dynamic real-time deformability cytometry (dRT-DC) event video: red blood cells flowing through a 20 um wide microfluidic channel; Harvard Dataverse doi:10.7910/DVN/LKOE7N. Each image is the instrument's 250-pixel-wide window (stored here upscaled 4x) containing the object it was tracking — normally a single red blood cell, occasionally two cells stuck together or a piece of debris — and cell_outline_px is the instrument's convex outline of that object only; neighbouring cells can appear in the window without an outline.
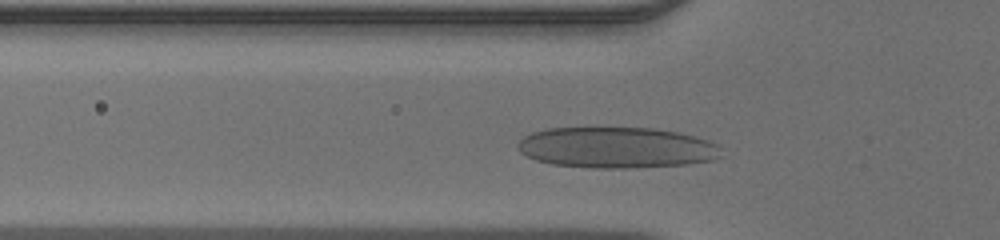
{"species": "human", "species_latin": "Homo sapiens", "temperature_condition": "warm", "stored_images_in_passage": 30, "camera_frame_rate_fps": 3000, "um_per_image_px": 0.085, "donor": {"sex": "male"}, "frame": {"image": 1, "passage_image": 6, "time_ms": 1.667, "image_size_px": [1000, 240], "cell_outline_px": [[724, 156], [712, 160], [688, 164], [628, 168], [592, 168], [552, 164], [536, 160], [520, 152], [520, 140], [524, 136], [532, 132], [548, 128], [652, 128], [676, 132], [696, 136], [708, 140], [716, 144]], "centroid_in_image_um": [52.44, 12.55], "position_along_channel_um": 73.4, "area_um2": 48.49}}
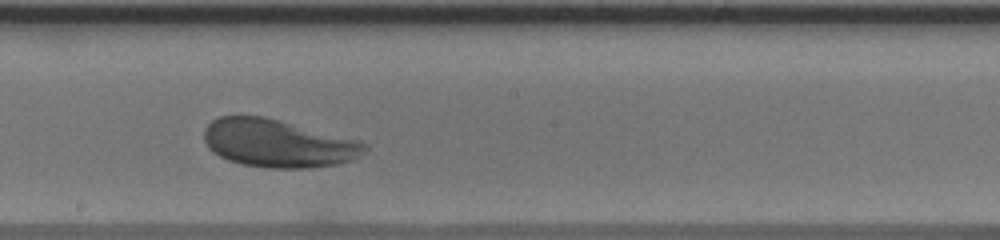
{"frame": {"image": 2, "passage_image": 17, "time_ms": 5.333, "image_size_px": [1000, 240], "cell_outline_px": [[368, 148], [360, 156], [352, 160], [336, 164], [308, 168], [268, 168], [240, 164], [228, 160], [212, 152], [208, 148], [204, 140], [204, 128], [212, 120], [220, 116], [264, 116], [360, 140], [368, 144]], "centroid_in_image_um": [23.63, 12.18], "position_along_channel_um": 224.6, "area_um2": 45.08}}
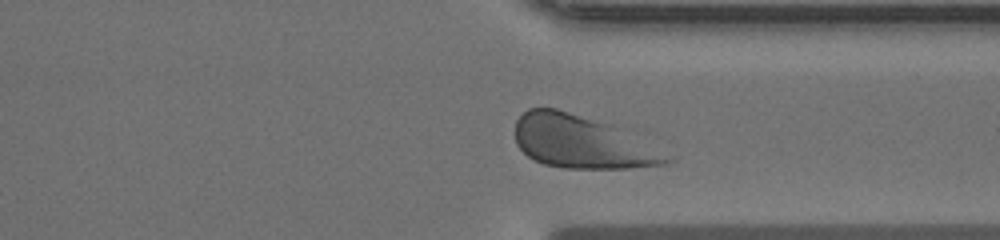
{"frame": {"image": 3, "passage_image": 27, "time_ms": 8.667, "image_size_px": [1000, 240], "cell_outline_px": [[680, 156], [676, 160], [668, 164], [628, 168], [564, 168], [544, 164], [528, 156], [516, 144], [516, 120], [528, 108], [556, 108], [604, 124]], "centroid_in_image_um": [49.53, 12.11], "position_along_channel_um": 361.9, "area_um2": 46.24}}